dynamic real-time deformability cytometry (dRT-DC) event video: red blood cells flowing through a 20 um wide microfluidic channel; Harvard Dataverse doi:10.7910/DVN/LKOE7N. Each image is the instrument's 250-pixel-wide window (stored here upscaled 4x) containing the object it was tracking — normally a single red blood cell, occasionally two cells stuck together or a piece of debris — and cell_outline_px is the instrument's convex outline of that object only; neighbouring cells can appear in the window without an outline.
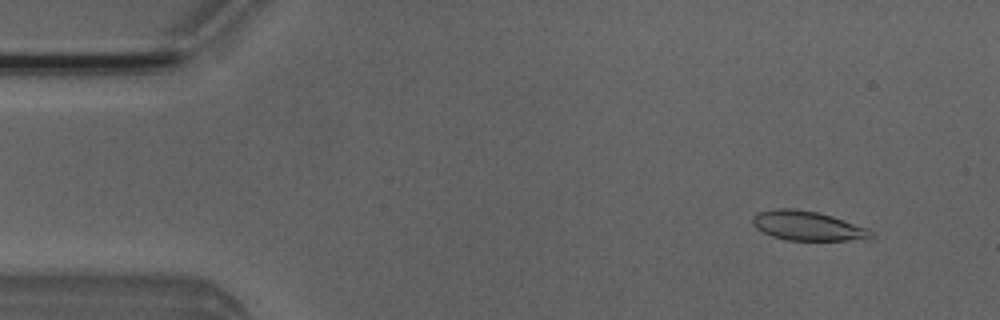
{"species": "Egyptian fruit bat (a non-hibernating species)", "species_latin": "Rousettus aegyptiacus", "temperature_condition": "room temperature", "stored_images_in_passage": 51, "camera_frame_rate_fps": 3000, "um_per_image_px": 0.085, "animal": {"sex": "male"}, "frame": {"image": 1, "passage_image": 4, "time_ms": 1.0, "image_size_px": [1000, 320], "cell_outline_px": [[876, 236], [864, 240], [784, 240], [772, 236], [756, 228], [752, 224], [752, 216], [760, 212], [776, 208], [792, 208], [816, 212], [832, 216], [868, 228]], "centroid_in_image_um": [68.66, 19.2], "position_along_channel_um": 16.3, "area_um2": 20.35}}
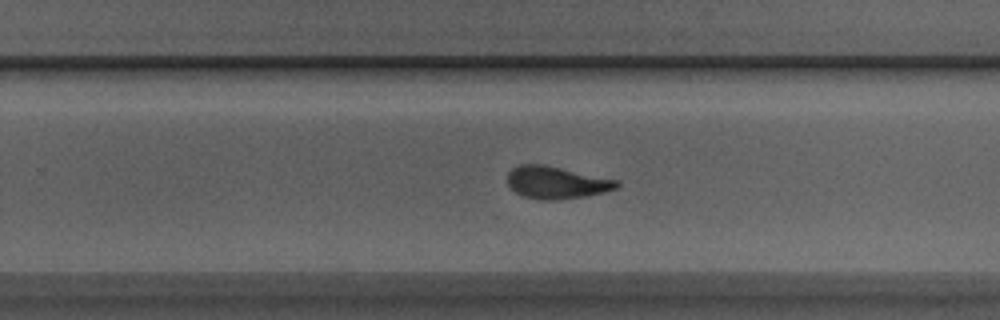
{"frame": {"image": 2, "passage_image": 31, "time_ms": 10.0, "image_size_px": [1000, 320], "cell_outline_px": [[620, 184], [616, 188], [604, 192], [584, 196], [560, 200], [540, 200], [524, 196], [516, 192], [508, 184], [508, 172], [512, 168], [520, 164], [544, 164], [616, 180]], "centroid_in_image_um": [47.26, 15.51], "position_along_channel_um": 282.5, "area_um2": 20.4}}
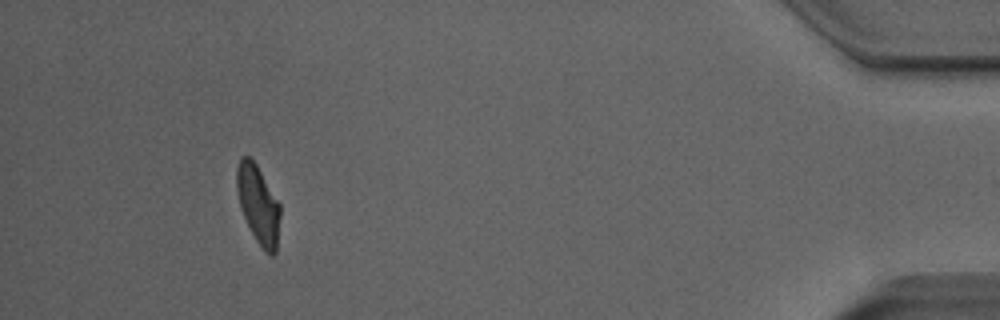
{"frame": {"image": 3, "passage_image": 46, "time_ms": 15.0, "image_size_px": [1000, 320], "cell_outline_px": [[280, 216], [276, 252], [272, 256], [264, 252], [256, 240], [240, 208], [236, 188], [236, 168], [240, 156], [248, 156], [256, 164], [280, 204]], "centroid_in_image_um": [21.94, 17.38], "position_along_channel_um": 413.3, "area_um2": 19.77}, "authors_computed_cell_mechanics": {"area_um2": 20.7502, "velocity_mm_per_s": 4.0109, "shape_relaxation_time_tau1_ms": 5.0195, "shape_relaxation_time_tau2_ms": 1.3813, "deformation_change_tau1": 0.1699, "deformation_change_tau2": 0.0748}}